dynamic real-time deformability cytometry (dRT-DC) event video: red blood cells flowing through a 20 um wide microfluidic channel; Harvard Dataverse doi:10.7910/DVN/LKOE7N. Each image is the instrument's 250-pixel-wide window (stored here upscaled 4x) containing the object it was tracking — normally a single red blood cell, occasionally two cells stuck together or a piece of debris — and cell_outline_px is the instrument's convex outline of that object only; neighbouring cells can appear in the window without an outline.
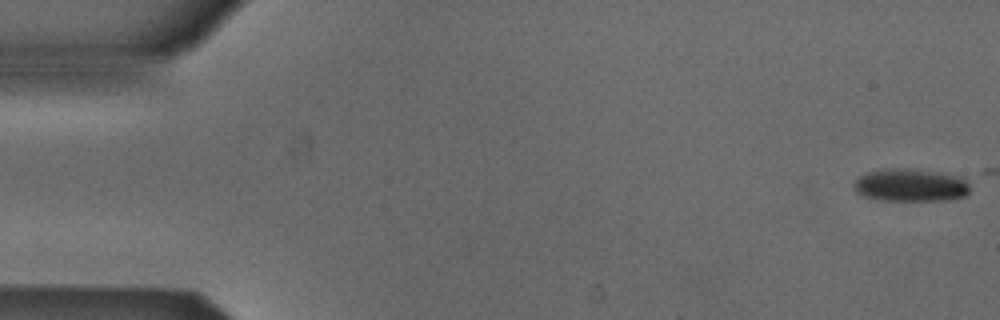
{"species": "Egyptian fruit bat (a non-hibernating species)", "species_latin": "Rousettus aegyptiacus", "temperature_condition": "cold", "stored_images_in_passage": 9, "camera_frame_rate_fps": 3000, "um_per_image_px": 0.085, "animal": {"sex": "male"}, "frame": {"image": 1, "passage_image": 1, "time_ms": 0.0, "image_size_px": [1000, 320], "cell_outline_px": [[968, 192], [964, 196], [948, 200], [880, 200], [860, 196], [852, 188], [852, 184], [860, 176], [868, 172], [884, 168], [912, 168], [960, 176], [968, 180]], "centroid_in_image_um": [77.35, 15.73], "position_along_channel_um": 7.6, "area_um2": 22.43}}